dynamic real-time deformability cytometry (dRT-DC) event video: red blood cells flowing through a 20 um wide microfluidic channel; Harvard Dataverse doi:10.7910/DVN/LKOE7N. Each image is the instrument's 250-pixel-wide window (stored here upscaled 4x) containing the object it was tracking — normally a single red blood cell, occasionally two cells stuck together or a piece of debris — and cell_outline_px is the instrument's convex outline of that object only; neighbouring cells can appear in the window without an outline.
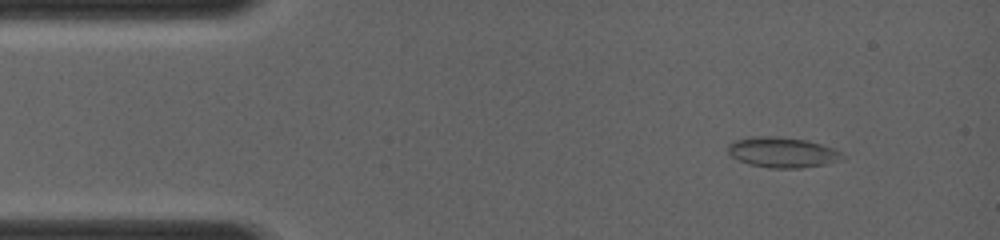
{"species": "common noctule bat (a hibernating species)", "species_latin": "Nyctalus noctula", "temperature_condition": "room temperature", "stored_images_in_passage": 16, "camera_frame_rate_fps": 4000, "um_per_image_px": 0.085, "animal": {"sex": "female", "body_mass_g": 19.0, "forearm_length_mm": 56.7}, "frame": {"image": 1, "passage_image": 4, "time_ms": 1.25, "image_size_px": [1000, 240], "cell_outline_px": [[848, 156], [844, 160], [824, 164], [800, 168], [768, 168], [748, 164], [732, 156], [728, 152], [728, 144], [732, 140], [752, 136], [776, 136], [808, 140], [832, 148]], "centroid_in_image_um": [66.51, 12.94], "position_along_channel_um": 18.5, "area_um2": 20.46}}
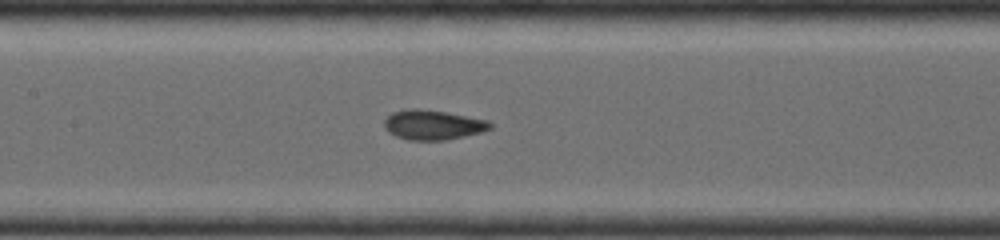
{"frame": {"image": 2, "passage_image": 13, "time_ms": 6.0, "image_size_px": [1000, 240], "cell_outline_px": [[492, 128], [484, 132], [444, 140], [408, 140], [396, 136], [388, 132], [384, 128], [384, 120], [392, 112], [408, 108], [416, 108], [448, 112], [488, 120], [492, 124]], "centroid_in_image_um": [36.8, 10.61], "position_along_channel_um": 170.6, "area_um2": 18.55}}
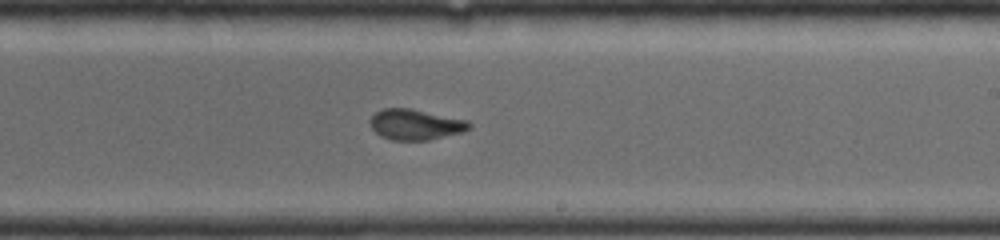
{"frame": {"image": 3, "passage_image": 16, "time_ms": 7.75, "image_size_px": [1000, 240], "cell_outline_px": [[472, 128], [464, 132], [428, 140], [392, 140], [380, 136], [372, 128], [368, 120], [376, 112], [384, 108], [412, 108], [468, 120], [472, 124]], "centroid_in_image_um": [35.34, 10.58], "position_along_channel_um": 253.7, "area_um2": 17.92}}